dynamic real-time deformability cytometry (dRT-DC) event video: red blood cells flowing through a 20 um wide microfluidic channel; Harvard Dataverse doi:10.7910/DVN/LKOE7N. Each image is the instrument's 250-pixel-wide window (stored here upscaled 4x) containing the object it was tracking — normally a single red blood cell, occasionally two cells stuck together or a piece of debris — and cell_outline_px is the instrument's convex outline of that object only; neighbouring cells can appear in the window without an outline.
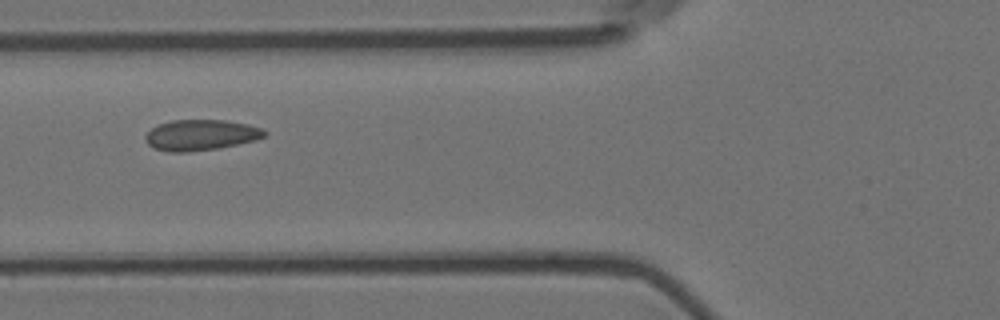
{"species": "Egyptian fruit bat (a non-hibernating species)", "species_latin": "Rousettus aegyptiacus", "temperature_condition": "room temperature", "stored_images_in_passage": 5, "camera_frame_rate_fps": 3000, "um_per_image_px": 0.085, "animal": {"sex": "female"}, "frame": {"image": 1, "passage_image": 4, "time_ms": 1.0, "image_size_px": [1000, 320], "cell_outline_px": [[268, 132], [264, 136], [256, 140], [220, 148], [188, 152], [168, 152], [156, 148], [148, 144], [144, 136], [152, 128], [160, 124], [172, 120], [224, 120], [248, 124], [260, 128]], "centroid_in_image_um": [17.08, 11.48], "position_along_channel_um": 108.7, "area_um2": 21.27}}
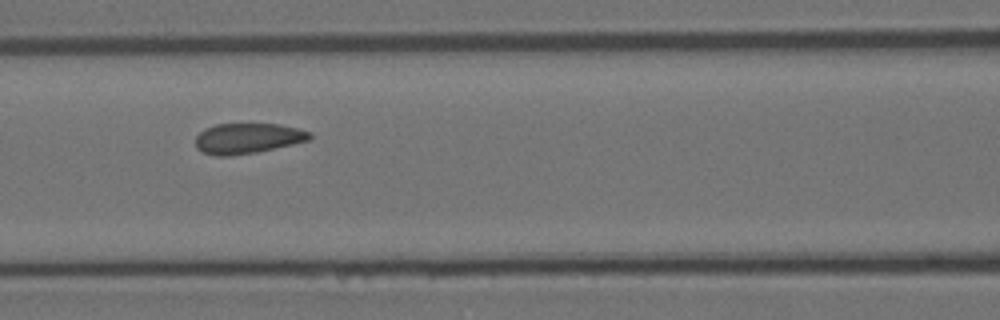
{"frame": {"image": 2, "passage_image": 5, "time_ms": 1.333, "image_size_px": [1000, 320], "cell_outline_px": [[312, 136], [308, 140], [292, 144], [256, 152], [228, 156], [216, 156], [204, 152], [196, 148], [196, 136], [204, 128], [216, 124], [280, 124], [312, 132]], "centroid_in_image_um": [21.03, 11.75], "position_along_channel_um": 145.6, "area_um2": 20.11}}